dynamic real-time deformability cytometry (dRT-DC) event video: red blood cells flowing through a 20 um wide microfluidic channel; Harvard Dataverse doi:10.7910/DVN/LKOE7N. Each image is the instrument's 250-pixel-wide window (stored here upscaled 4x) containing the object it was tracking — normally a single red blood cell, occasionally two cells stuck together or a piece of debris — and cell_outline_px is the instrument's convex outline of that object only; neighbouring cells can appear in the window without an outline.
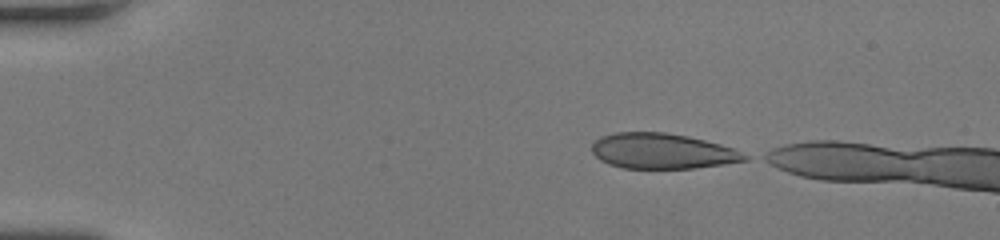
{"species": "human", "species_latin": "Homo sapiens", "temperature_condition": "room temperature", "stored_images_in_passage": 37, "camera_frame_rate_fps": 3000, "um_per_image_px": 0.085, "donor": {"sex": "female"}, "frame": {"image": 1, "passage_image": 1, "time_ms": 0.0, "image_size_px": [1000, 240], "cell_outline_px": [[752, 156], [748, 160], [724, 164], [696, 168], [620, 168], [608, 164], [600, 160], [592, 152], [592, 144], [600, 136], [616, 132], [664, 132], [688, 136], [720, 144], [732, 148]], "centroid_in_image_um": [56.3, 12.84], "position_along_channel_um": 28.7, "area_um2": 31.67}}
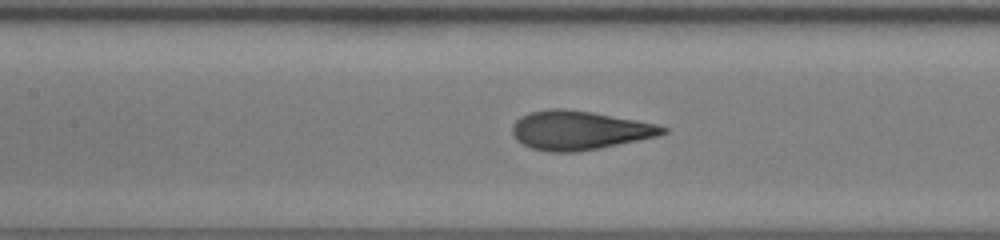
{"frame": {"image": 2, "passage_image": 16, "time_ms": 5.0, "image_size_px": [1000, 240], "cell_outline_px": [[668, 132], [660, 136], [600, 148], [576, 152], [548, 152], [532, 148], [516, 140], [512, 132], [512, 124], [520, 116], [528, 112], [552, 108], [564, 108], [592, 112], [636, 120], [656, 124], [668, 128]], "centroid_in_image_um": [49.24, 11.07], "position_along_channel_um": 158.2, "area_um2": 34.33}}
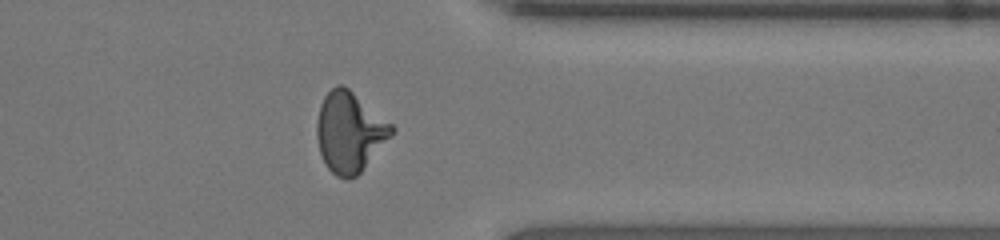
{"frame": {"image": 3, "passage_image": 32, "time_ms": 10.333, "image_size_px": [1000, 240], "cell_outline_px": [[396, 128], [392, 136], [360, 172], [356, 176], [348, 180], [344, 180], [336, 176], [328, 168], [320, 152], [316, 136], [316, 120], [320, 104], [324, 96], [336, 84], [344, 84], [392, 124]], "centroid_in_image_um": [29.71, 11.21], "position_along_channel_um": 381.7, "area_um2": 35.08}}